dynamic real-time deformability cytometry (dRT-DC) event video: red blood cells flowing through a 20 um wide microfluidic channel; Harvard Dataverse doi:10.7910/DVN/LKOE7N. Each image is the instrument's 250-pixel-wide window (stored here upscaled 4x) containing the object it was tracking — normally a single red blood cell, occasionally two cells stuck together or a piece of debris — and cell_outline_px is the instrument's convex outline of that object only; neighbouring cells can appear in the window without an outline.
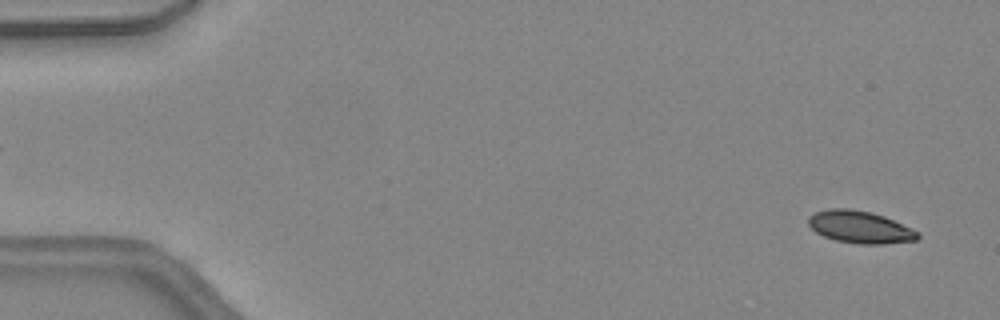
{"species": "common noctule bat (a hibernating species)", "species_latin": "Nyctalus noctula", "temperature_condition": "warm", "stored_images_in_passage": 45, "camera_frame_rate_fps": 3000, "um_per_image_px": 0.085, "animal": {"sex": "female", "body_mass_g": 24.6, "forearm_length_mm": 56.2}, "frame": {"image": 1, "passage_image": 2, "time_ms": 0.333, "image_size_px": [1000, 320], "cell_outline_px": [[920, 236], [916, 240], [884, 244], [860, 244], [836, 240], [824, 236], [816, 232], [808, 224], [808, 216], [816, 212], [828, 208], [852, 208], [872, 212], [884, 216], [912, 228], [920, 232]], "centroid_in_image_um": [73.11, 19.29], "position_along_channel_um": 11.9, "area_um2": 20.69}}
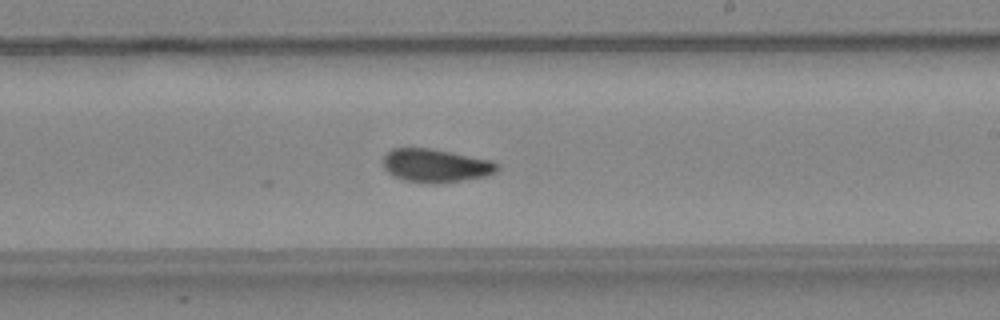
{"frame": {"image": 2, "passage_image": 27, "time_ms": 8.667, "image_size_px": [1000, 320], "cell_outline_px": [[500, 168], [496, 172], [484, 176], [460, 180], [404, 180], [392, 176], [384, 168], [384, 156], [392, 148], [428, 148], [492, 160], [500, 164]], "centroid_in_image_um": [37.05, 14.02], "position_along_channel_um": 252.0, "area_um2": 21.21}}
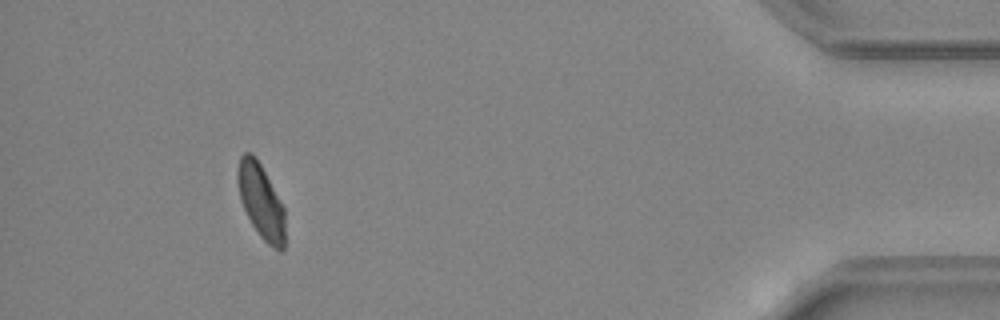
{"frame": {"image": 3, "passage_image": 42, "time_ms": 13.667, "image_size_px": [1000, 320], "cell_outline_px": [[284, 248], [280, 252], [268, 244], [260, 236], [252, 224], [240, 200], [236, 180], [236, 172], [240, 156], [244, 152], [252, 152], [256, 156], [284, 208]], "centroid_in_image_um": [22.15, 17.07], "position_along_channel_um": 413.1, "area_um2": 20.52}, "authors_computed_cell_mechanics": {"area_um2": 21.5016, "velocity_mm_per_s": 4.4818, "shape_relaxation_time_tau1_ms": 9.462, "shape_relaxation_time_tau2_ms": 2.3817, "deformation_change_tau1": 0.1654, "deformation_change_tau2": 0.0593}}